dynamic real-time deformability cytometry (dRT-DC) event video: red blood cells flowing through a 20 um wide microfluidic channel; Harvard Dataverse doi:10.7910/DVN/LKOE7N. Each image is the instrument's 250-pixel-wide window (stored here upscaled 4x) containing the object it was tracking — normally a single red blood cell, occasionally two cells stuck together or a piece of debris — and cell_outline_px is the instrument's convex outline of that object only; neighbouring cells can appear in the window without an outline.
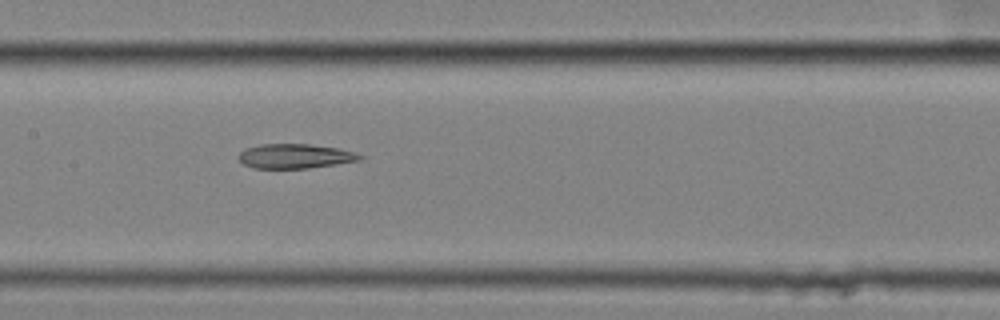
{"species": "common noctule bat (a hibernating species)", "species_latin": "Nyctalus noctula", "temperature_condition": "cold", "stored_images_in_passage": 58, "segment_of_instrument_passage": [2, 2], "camera_frame_rate_fps": 3000, "um_per_image_px": 0.085, "animal": {"sex": "female", "body_mass_g": 25.1}, "frame": {"image": 1, "passage_image": 30, "time_ms": 9.667, "image_size_px": [1000, 320], "cell_outline_px": [[364, 156], [360, 160], [336, 164], [308, 168], [252, 168], [244, 164], [236, 156], [244, 148], [260, 144], [308, 144], [340, 148]], "centroid_in_image_um": [25.04, 13.27], "position_along_channel_um": 182.4, "area_um2": 17.34}}
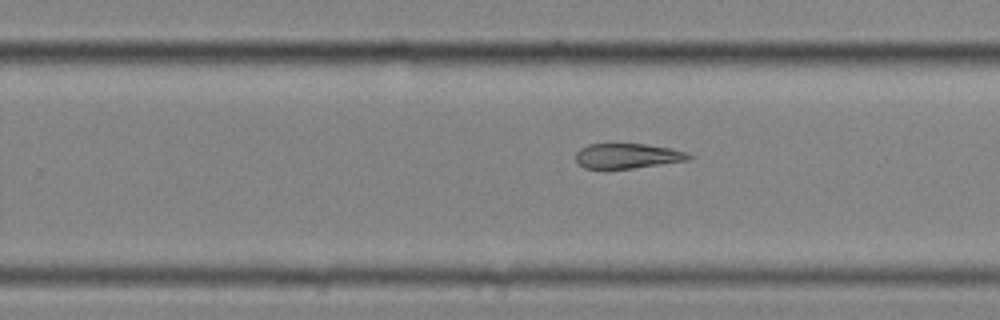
{"frame": {"image": 2, "passage_image": 38, "time_ms": 12.333, "image_size_px": [1000, 320], "cell_outline_px": [[692, 156], [688, 160], [632, 168], [584, 168], [576, 160], [576, 152], [580, 148], [588, 144], [644, 144], [672, 148], [688, 152]], "centroid_in_image_um": [53.34, 13.24], "position_along_channel_um": 276.5, "area_um2": 16.3}}
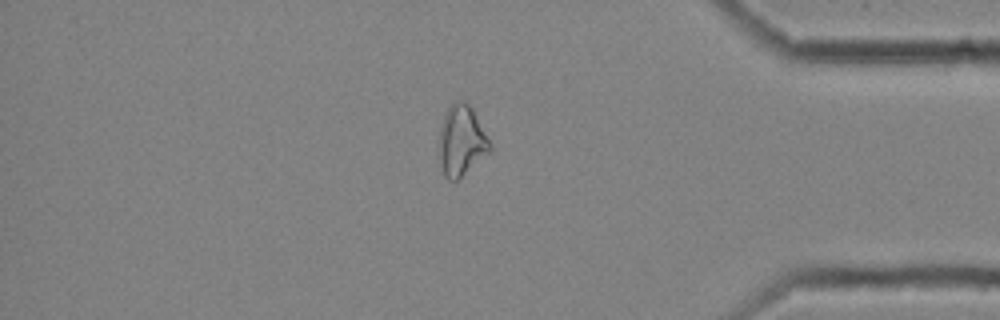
{"frame": {"image": 3, "passage_image": 50, "time_ms": 16.333, "image_size_px": [1000, 320], "cell_outline_px": [[492, 148], [488, 152], [456, 180], [448, 180], [444, 176], [440, 164], [440, 128], [444, 116], [448, 108], [456, 100], [464, 100], [472, 108], [492, 144]], "centroid_in_image_um": [39.22, 11.93], "position_along_channel_um": 396.0, "area_um2": 20.4}}